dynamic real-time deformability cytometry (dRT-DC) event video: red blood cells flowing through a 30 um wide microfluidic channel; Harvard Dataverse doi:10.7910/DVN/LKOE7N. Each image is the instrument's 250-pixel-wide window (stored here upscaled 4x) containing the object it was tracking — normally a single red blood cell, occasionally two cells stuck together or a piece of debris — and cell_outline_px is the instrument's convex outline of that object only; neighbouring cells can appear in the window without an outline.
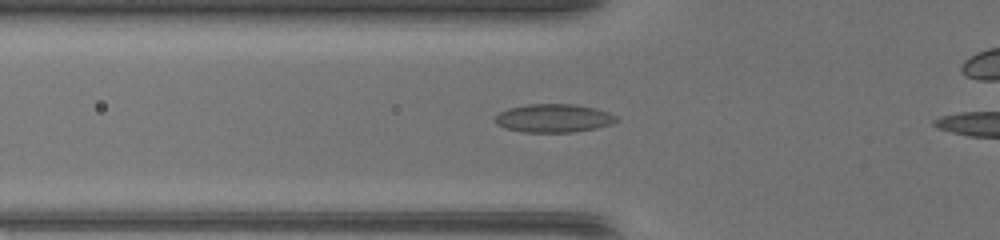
{"species": "common noctule bat (a hibernating species)", "species_latin": "Nyctalus noctula", "temperature_condition": "warm", "stored_images_in_passage": 33, "camera_frame_rate_fps": 3000, "um_per_image_px": 0.085, "animal": {"sex": "female", "body_mass_g": 17.0, "forearm_length_mm": 48.0}, "frame": {"image": 1, "passage_image": 8, "time_ms": 2.333, "image_size_px": [1000, 240], "cell_outline_px": [[620, 120], [612, 124], [596, 128], [572, 132], [524, 132], [508, 128], [496, 124], [492, 120], [500, 112], [508, 108], [528, 104], [576, 104], [596, 108], [608, 112], [616, 116]], "centroid_in_image_um": [47.08, 10.04], "position_along_channel_um": 78.7, "area_um2": 20.11}}
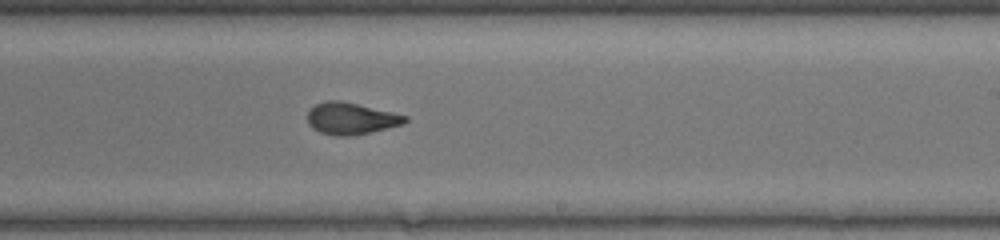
{"frame": {"image": 2, "passage_image": 20, "time_ms": 6.333, "image_size_px": [1000, 240], "cell_outline_px": [[408, 120], [404, 124], [368, 132], [348, 136], [336, 136], [320, 132], [312, 128], [308, 124], [308, 112], [316, 104], [328, 100], [340, 100], [392, 112], [408, 116]], "centroid_in_image_um": [29.83, 10.07], "position_along_channel_um": 259.2, "area_um2": 17.86}}
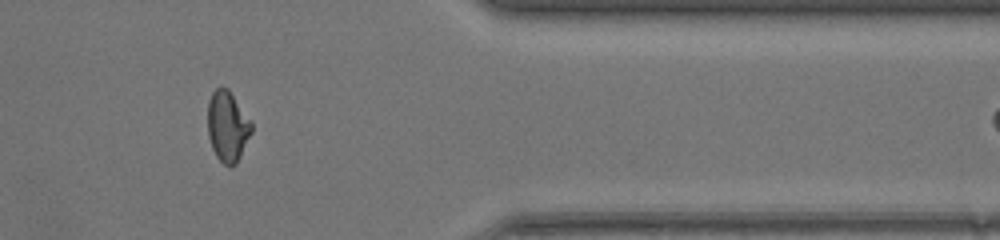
{"frame": {"image": 3, "passage_image": 30, "time_ms": 9.667, "image_size_px": [1000, 240], "cell_outline_px": [[252, 132], [236, 164], [224, 164], [216, 156], [212, 148], [208, 136], [208, 100], [212, 92], [216, 88], [228, 88], [252, 124]], "centroid_in_image_um": [19.32, 10.73], "position_along_channel_um": 392.1, "area_um2": 17.69}}